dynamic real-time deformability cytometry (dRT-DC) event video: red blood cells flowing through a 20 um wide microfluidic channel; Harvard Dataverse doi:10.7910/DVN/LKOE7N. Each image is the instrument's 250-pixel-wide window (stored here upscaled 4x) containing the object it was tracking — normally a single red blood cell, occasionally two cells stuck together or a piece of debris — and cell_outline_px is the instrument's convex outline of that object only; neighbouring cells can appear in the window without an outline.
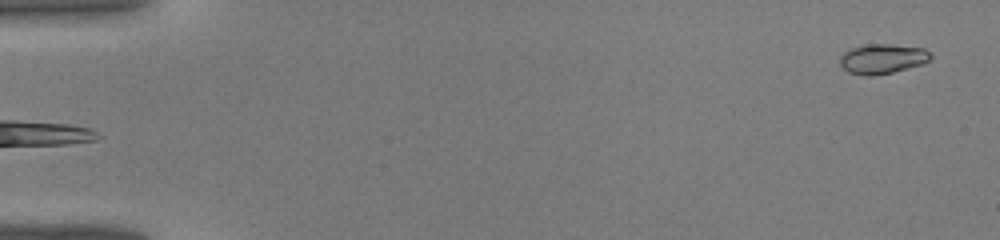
{"species": "common noctule bat (a hibernating species)", "species_latin": "Nyctalus noctula", "temperature_condition": "warm", "stored_images_in_passage": 42, "camera_frame_rate_fps": 3000, "um_per_image_px": 0.085, "animal": {"sex": "male", "body_mass_g": 19.0, "forearm_length_mm": 50.8}, "frame": {"image": 1, "passage_image": 1, "time_ms": 0.0, "image_size_px": [1000, 240], "cell_outline_px": [[932, 56], [924, 64], [892, 72], [872, 76], [864, 76], [848, 72], [840, 64], [840, 56], [844, 52], [852, 48], [868, 44], [888, 44], [924, 48]], "centroid_in_image_um": [75.0, 5.0], "position_along_channel_um": 10.0, "area_um2": 15.66}}
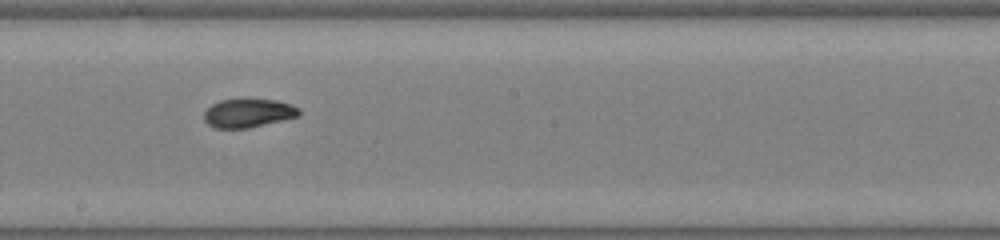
{"frame": {"image": 2, "passage_image": 24, "time_ms": 7.667, "image_size_px": [1000, 240], "cell_outline_px": [[300, 116], [284, 120], [248, 128], [216, 128], [208, 124], [204, 120], [204, 112], [212, 104], [220, 100], [240, 96], [248, 96], [276, 100], [292, 104], [300, 108]], "centroid_in_image_um": [21.12, 9.55], "position_along_channel_um": 227.1, "area_um2": 16.7}}
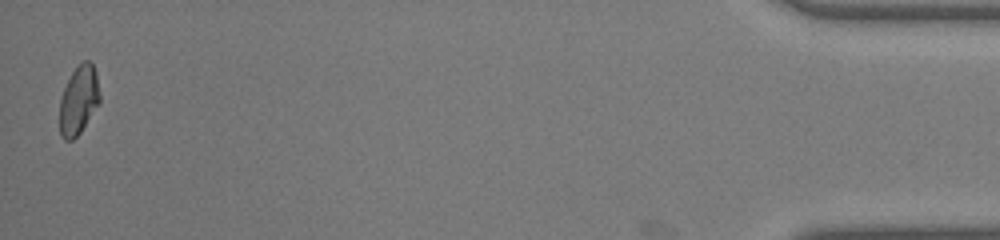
{"frame": {"image": 3, "passage_image": 42, "time_ms": 13.667, "image_size_px": [1000, 240], "cell_outline_px": [[100, 100], [80, 132], [72, 140], [64, 140], [60, 136], [60, 100], [64, 88], [72, 72], [84, 60], [88, 60], [92, 64], [96, 72], [100, 96]], "centroid_in_image_um": [6.68, 8.51], "position_along_channel_um": 428.5, "area_um2": 15.72}}